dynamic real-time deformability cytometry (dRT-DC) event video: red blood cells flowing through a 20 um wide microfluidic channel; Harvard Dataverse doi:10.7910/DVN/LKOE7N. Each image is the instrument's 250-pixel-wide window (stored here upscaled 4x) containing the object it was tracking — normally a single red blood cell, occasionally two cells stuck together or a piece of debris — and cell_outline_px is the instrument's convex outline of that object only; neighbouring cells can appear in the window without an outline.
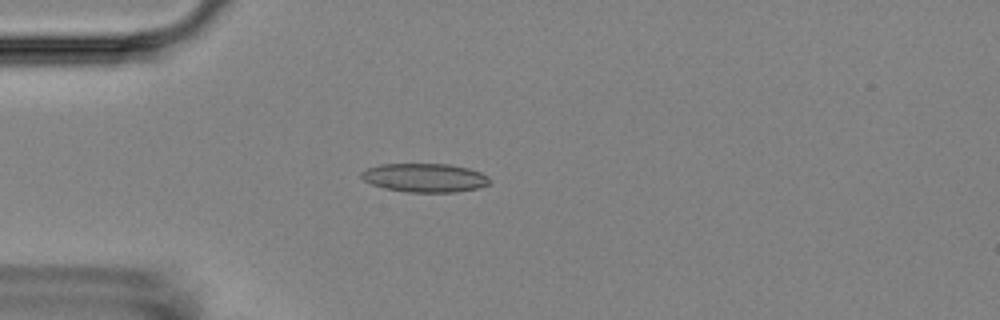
{"species": "Egyptian fruit bat (a non-hibernating species)", "species_latin": "Rousettus aegyptiacus", "temperature_condition": "room temperature", "stored_images_in_passage": 5, "camera_frame_rate_fps": 3000, "um_per_image_px": 0.085, "animal": {"sex": "female"}, "frame": {"image": 1, "passage_image": 4, "time_ms": 4.667, "image_size_px": [1000, 320], "cell_outline_px": [[492, 180], [488, 184], [476, 188], [456, 192], [408, 192], [384, 188], [372, 184], [364, 180], [360, 176], [360, 172], [368, 168], [380, 164], [448, 164], [468, 168], [480, 172], [488, 176]], "centroid_in_image_um": [36.1, 15.1], "position_along_channel_um": 48.9, "area_um2": 21.44}}